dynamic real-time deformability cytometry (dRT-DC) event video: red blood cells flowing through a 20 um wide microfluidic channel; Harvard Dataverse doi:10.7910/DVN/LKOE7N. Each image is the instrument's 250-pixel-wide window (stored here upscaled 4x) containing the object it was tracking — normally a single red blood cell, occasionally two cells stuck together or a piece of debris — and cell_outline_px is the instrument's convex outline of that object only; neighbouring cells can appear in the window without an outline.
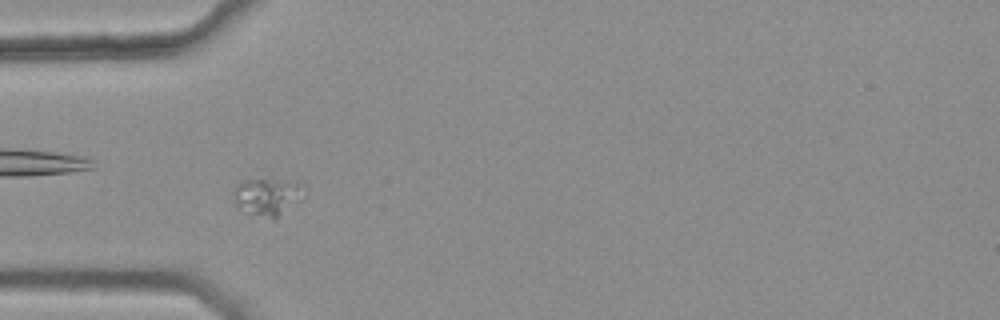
{"species": "common noctule bat (a hibernating species)", "species_latin": "Nyctalus noctula", "temperature_condition": "warm", "stored_images_in_passage": 33, "segment_of_instrument_passage": [1, 2], "camera_frame_rate_fps": 3000, "um_per_image_px": 0.085, "animal": {"sex": "female", "body_mass_g": 25.1}, "frame": {"image": 1, "passage_image": 10, "time_ms": 3.0, "image_size_px": [1000, 320], "cell_outline_px": [[308, 192], [304, 200], [276, 220], [252, 212], [236, 204], [232, 196], [232, 192], [236, 184], [244, 180], [300, 180], [308, 184]], "centroid_in_image_um": [22.94, 16.68], "position_along_channel_um": 62.1, "area_um2": 16.13}}
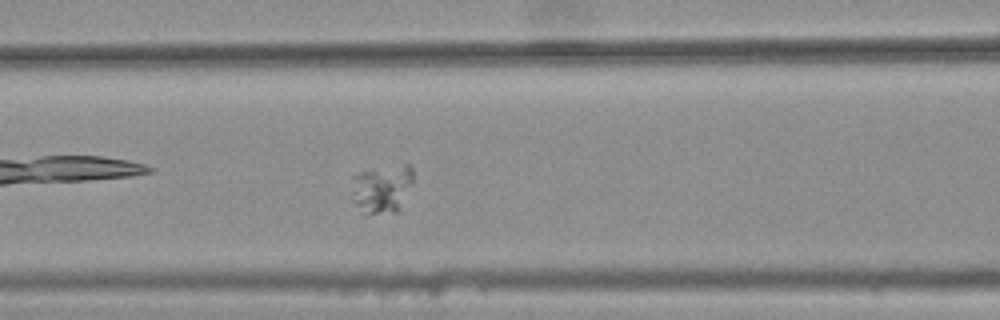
{"frame": {"image": 2, "passage_image": 16, "time_ms": 5.0, "image_size_px": [1000, 320], "cell_outline_px": [[412, 180], [400, 208], [396, 212], [368, 216], [364, 216], [352, 200], [352, 176], [360, 172], [404, 164], [408, 164], [412, 168]], "centroid_in_image_um": [32.41, 16.1], "position_along_channel_um": 134.2, "area_um2": 17.46}}
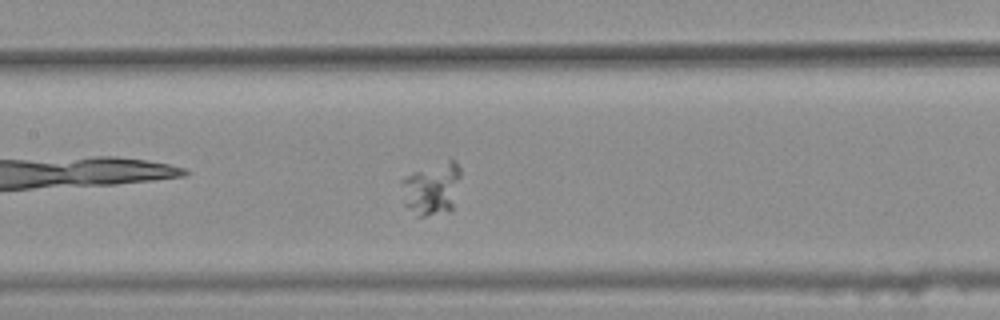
{"frame": {"image": 3, "passage_image": 19, "time_ms": 6.0, "image_size_px": [1000, 320], "cell_outline_px": [[460, 176], [452, 208], [448, 212], [424, 216], [416, 216], [404, 204], [400, 180], [412, 172], [448, 160], [456, 160], [460, 168]], "centroid_in_image_um": [36.68, 16.04], "position_along_channel_um": 170.7, "area_um2": 18.09}}